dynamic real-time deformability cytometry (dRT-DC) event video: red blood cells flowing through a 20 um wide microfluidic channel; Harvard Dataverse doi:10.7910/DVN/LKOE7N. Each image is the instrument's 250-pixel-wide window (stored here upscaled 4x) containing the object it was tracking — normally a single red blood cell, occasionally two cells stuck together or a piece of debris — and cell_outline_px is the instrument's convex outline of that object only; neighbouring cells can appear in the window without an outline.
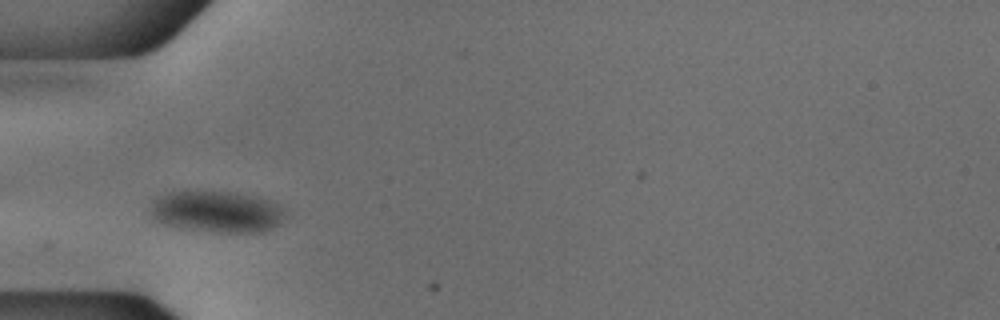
{"species": "common noctule bat (a hibernating species)", "species_latin": "Nyctalus noctula", "temperature_condition": "cold", "stored_images_in_passage": 44, "camera_frame_rate_fps": 3000, "um_per_image_px": 0.085, "animal": {"sex": "male", "body_mass_g": 18.8}, "frame": {"image": 1, "passage_image": 7, "time_ms": 2.0, "image_size_px": [1000, 320], "cell_outline_px": [[288, 212], [272, 228], [264, 232], [208, 232], [160, 224], [152, 220], [148, 212], [148, 208], [152, 200], [156, 196], [168, 192], [232, 192], [256, 196], [268, 200], [276, 204]], "centroid_in_image_um": [18.33, 18.0], "position_along_channel_um": 66.7, "area_um2": 33.0}}
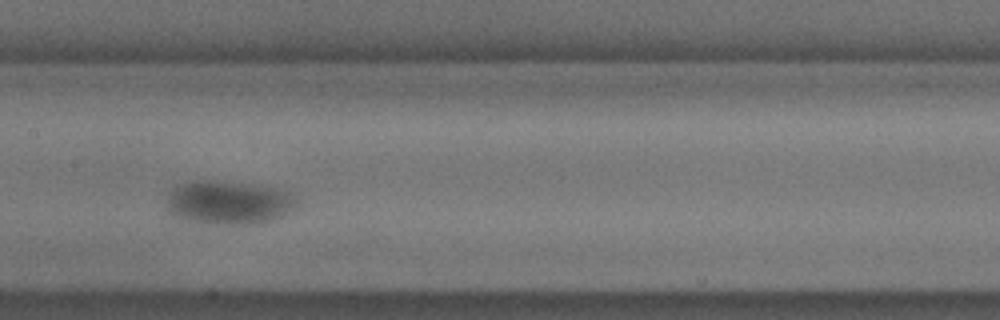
{"frame": {"image": 2, "passage_image": 17, "time_ms": 5.333, "image_size_px": [1000, 320], "cell_outline_px": [[296, 200], [292, 208], [280, 216], [272, 220], [256, 224], [216, 224], [188, 220], [176, 216], [168, 212], [168, 192], [176, 184], [192, 180], [216, 180], [260, 184], [292, 192]], "centroid_in_image_um": [19.4, 17.18], "position_along_channel_um": 188.0, "area_um2": 33.35}}
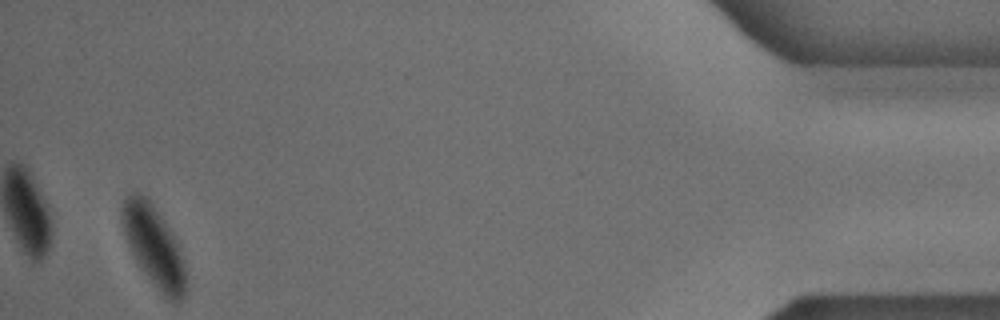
{"frame": {"image": 3, "passage_image": 42, "time_ms": 13.667, "image_size_px": [1000, 320], "cell_outline_px": [[188, 288], [180, 304], [172, 304], [156, 288], [140, 268], [132, 252], [124, 232], [120, 220], [120, 208], [124, 200], [132, 192], [136, 192], [148, 196], [172, 232], [176, 240], [184, 260], [188, 284]], "centroid_in_image_um": [13.11, 20.97], "position_along_channel_um": 422.1, "area_um2": 30.75}}